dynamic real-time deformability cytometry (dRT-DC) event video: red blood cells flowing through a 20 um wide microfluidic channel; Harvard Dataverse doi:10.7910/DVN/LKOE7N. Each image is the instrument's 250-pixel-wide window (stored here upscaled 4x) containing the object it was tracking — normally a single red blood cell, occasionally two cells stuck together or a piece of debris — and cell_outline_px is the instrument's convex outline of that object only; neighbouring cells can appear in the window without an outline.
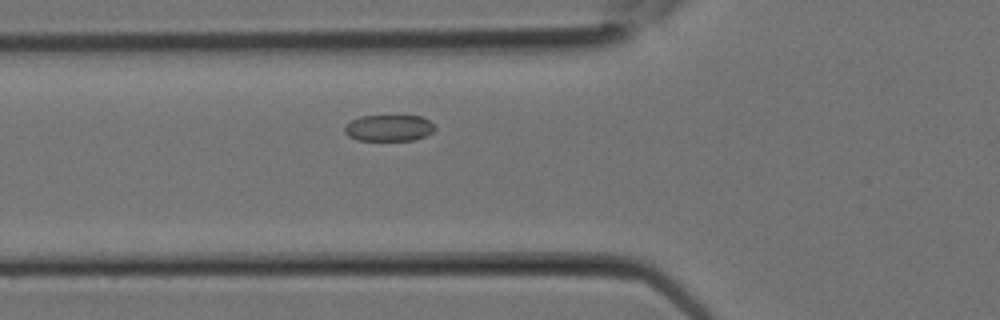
{"species": "Egyptian fruit bat (a non-hibernating species)", "species_latin": "Rousettus aegyptiacus", "temperature_condition": "room temperature", "stored_images_in_passage": 3, "camera_frame_rate_fps": 3000, "um_per_image_px": 0.085, "animal": {"sex": "female"}, "frame": {"image": 1, "passage_image": 3, "time_ms": 0.667, "image_size_px": [1000, 320], "cell_outline_px": [[436, 128], [432, 132], [424, 136], [412, 140], [356, 140], [348, 136], [344, 132], [344, 128], [352, 120], [360, 116], [420, 116], [428, 120]], "centroid_in_image_um": [33.03, 10.88], "position_along_channel_um": 92.8, "area_um2": 13.7}}